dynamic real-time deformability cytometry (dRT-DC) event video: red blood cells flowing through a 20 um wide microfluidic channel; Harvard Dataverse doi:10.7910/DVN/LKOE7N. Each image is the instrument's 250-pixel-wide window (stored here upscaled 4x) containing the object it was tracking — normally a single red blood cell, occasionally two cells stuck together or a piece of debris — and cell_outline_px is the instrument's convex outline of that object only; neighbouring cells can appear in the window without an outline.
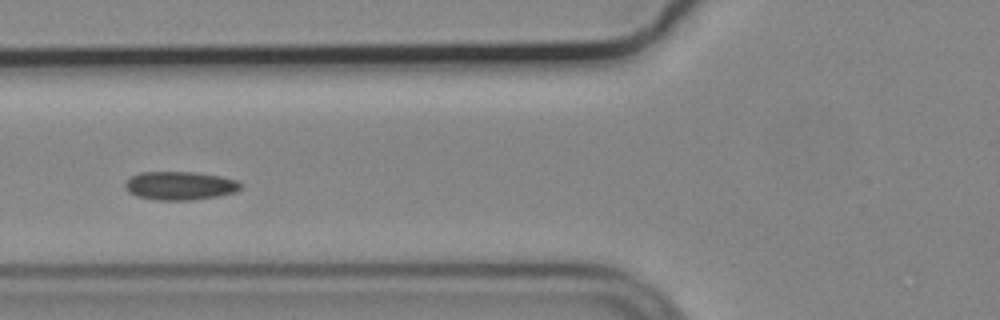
{"species": "common noctule bat (a hibernating species)", "species_latin": "Nyctalus noctula", "temperature_condition": "cold", "stored_images_in_passage": 11, "camera_frame_rate_fps": 3000, "um_per_image_px": 0.085, "animal": {"sex": "male", "body_mass_g": 19.2, "forearm_length_mm": 51.8}, "frame": {"image": 1, "passage_image": 7, "time_ms": 2.0, "image_size_px": [1000, 320], "cell_outline_px": [[244, 184], [236, 192], [216, 196], [192, 200], [156, 200], [136, 196], [128, 192], [124, 188], [124, 184], [132, 176], [140, 172], [196, 172], [220, 176], [236, 180]], "centroid_in_image_um": [15.29, 15.78], "position_along_channel_um": 110.5, "area_um2": 19.25}}